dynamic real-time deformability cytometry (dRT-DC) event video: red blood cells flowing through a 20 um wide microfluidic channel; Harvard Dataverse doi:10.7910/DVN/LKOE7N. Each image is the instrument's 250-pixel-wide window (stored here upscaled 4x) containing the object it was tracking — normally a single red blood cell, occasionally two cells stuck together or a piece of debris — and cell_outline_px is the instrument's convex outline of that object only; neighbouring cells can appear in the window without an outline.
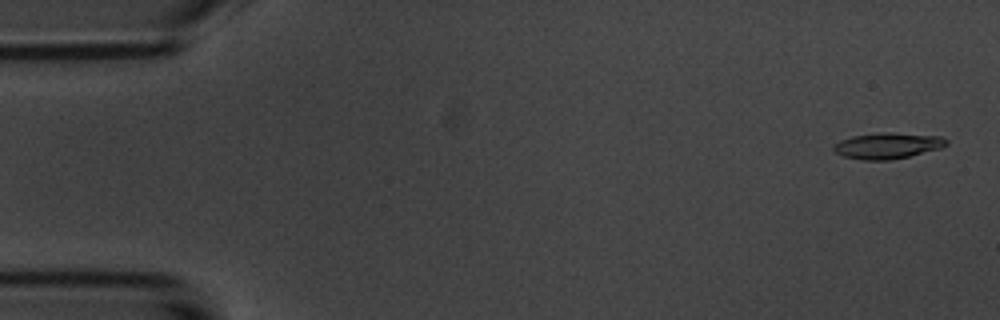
{"species": "common noctule bat (a hibernating species)", "species_latin": "Nyctalus noctula", "temperature_condition": "room temperature", "stored_images_in_passage": 8, "camera_frame_rate_fps": 3000, "um_per_image_px": 0.085, "animal": {"sex": "male", "body_mass_g": 20.1, "forearm_length_mm": 53.5}, "frame": {"image": 1, "passage_image": 1, "time_ms": 0.0, "image_size_px": [1000, 320], "cell_outline_px": [[948, 144], [944, 148], [908, 156], [888, 160], [860, 160], [844, 156], [836, 152], [832, 148], [840, 140], [852, 136], [876, 132], [892, 132], [940, 136], [948, 140]], "centroid_in_image_um": [75.48, 12.37], "position_along_channel_um": 9.5, "area_um2": 17.22}}
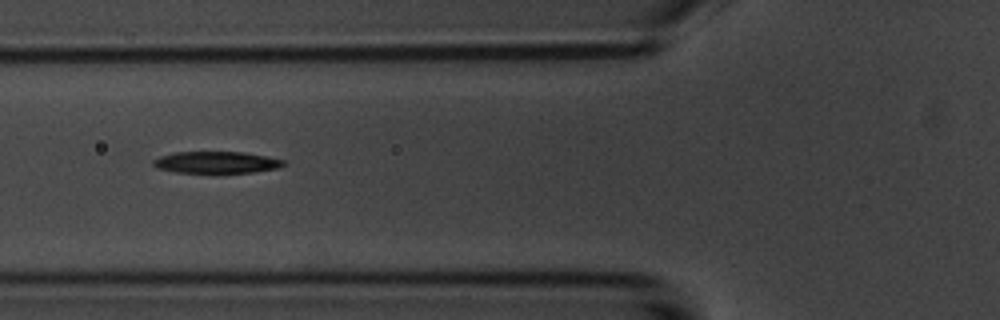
{"frame": {"image": 2, "passage_image": 6, "time_ms": 6.0, "image_size_px": [1000, 320], "cell_outline_px": [[284, 164], [280, 168], [256, 172], [176, 172], [156, 168], [152, 164], [152, 160], [160, 156], [172, 152], [244, 152], [268, 156], [284, 160]], "centroid_in_image_um": [18.39, 13.79], "position_along_channel_um": 107.4, "area_um2": 16.53}}
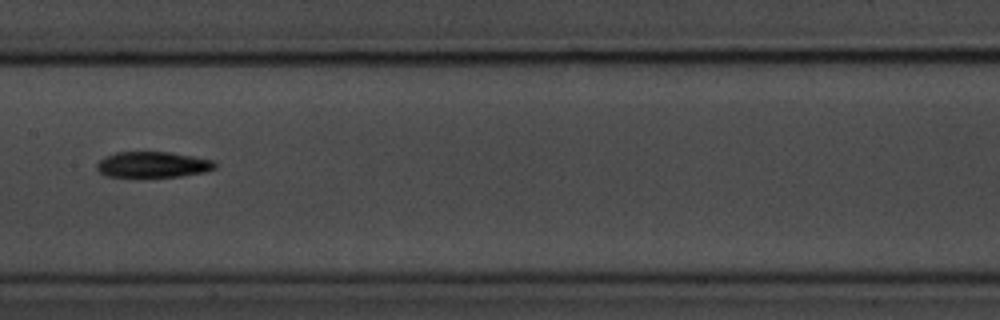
{"frame": {"image": 3, "passage_image": 8, "time_ms": 8.333, "image_size_px": [1000, 320], "cell_outline_px": [[216, 168], [204, 172], [180, 176], [108, 176], [100, 172], [96, 168], [96, 164], [104, 156], [116, 152], [168, 152], [192, 156], [212, 160], [216, 164]], "centroid_in_image_um": [12.97, 13.98], "position_along_channel_um": 194.4, "area_um2": 17.51}}